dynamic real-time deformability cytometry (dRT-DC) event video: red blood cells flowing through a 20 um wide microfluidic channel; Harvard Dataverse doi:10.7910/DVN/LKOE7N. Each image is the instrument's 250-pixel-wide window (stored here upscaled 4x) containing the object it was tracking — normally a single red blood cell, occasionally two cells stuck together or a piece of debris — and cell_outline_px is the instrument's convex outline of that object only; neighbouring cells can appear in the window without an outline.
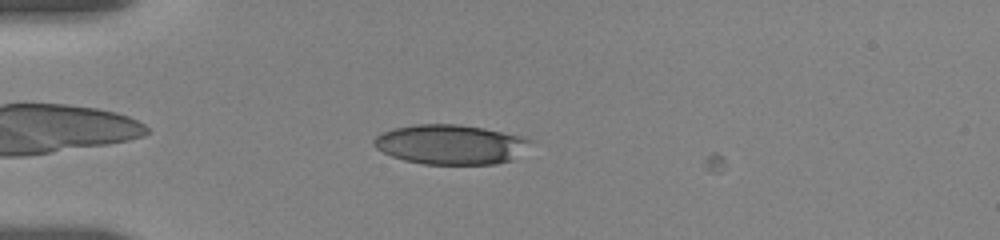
{"species": "human", "species_latin": "Homo sapiens", "temperature_condition": "room temperature", "stored_images_in_passage": 12, "camera_frame_rate_fps": 3000, "um_per_image_px": 0.085, "donor": {"sex": "female"}, "frame": {"image": 1, "passage_image": 5, "time_ms": 1.333, "image_size_px": [1000, 240], "cell_outline_px": [[532, 140], [512, 160], [496, 164], [424, 164], [404, 160], [392, 156], [376, 148], [372, 144], [372, 140], [380, 132], [392, 128], [416, 124], [460, 124], [484, 128], [524, 136]], "centroid_in_image_um": [38.24, 12.27], "position_along_channel_um": 46.8, "area_um2": 36.24}}
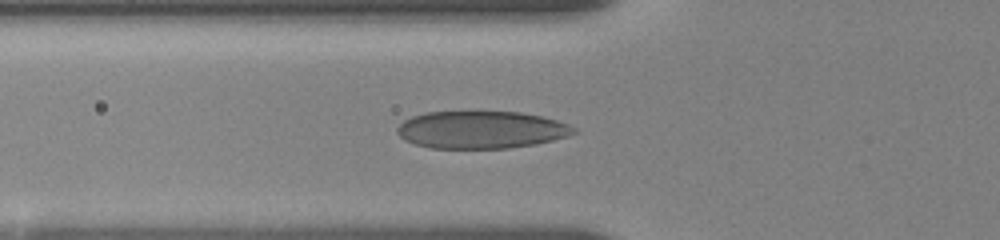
{"frame": {"image": 2, "passage_image": 11, "time_ms": 3.0, "image_size_px": [1000, 240], "cell_outline_px": [[576, 132], [568, 136], [536, 144], [508, 148], [432, 148], [416, 144], [404, 140], [396, 132], [396, 128], [404, 120], [412, 116], [424, 112], [520, 112], [540, 116], [556, 120], [568, 124], [576, 128]], "centroid_in_image_um": [40.88, 11.03], "position_along_channel_um": 84.9, "area_um2": 38.44}}